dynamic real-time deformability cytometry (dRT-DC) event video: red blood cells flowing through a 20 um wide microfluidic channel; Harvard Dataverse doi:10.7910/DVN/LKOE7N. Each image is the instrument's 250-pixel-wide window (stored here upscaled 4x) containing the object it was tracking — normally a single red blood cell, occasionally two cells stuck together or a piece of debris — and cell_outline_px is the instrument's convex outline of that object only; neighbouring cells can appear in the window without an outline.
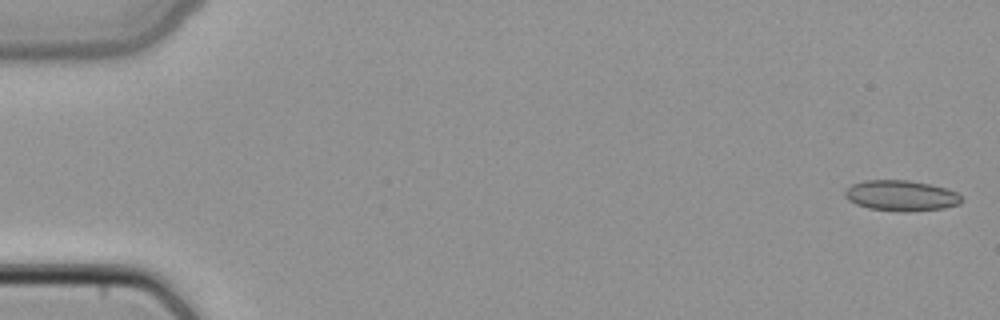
{"species": "common noctule bat (a hibernating species)", "species_latin": "Nyctalus noctula", "temperature_condition": "cold", "stored_images_in_passage": 14, "camera_frame_rate_fps": 3000, "um_per_image_px": 0.085, "animal": {"sex": "female", "body_mass_g": 22.7, "forearm_length_mm": 54.2}, "frame": {"image": 1, "passage_image": 1, "time_ms": 0.0, "image_size_px": [1000, 320], "cell_outline_px": [[964, 200], [960, 204], [944, 208], [908, 212], [900, 212], [868, 208], [856, 204], [848, 200], [844, 196], [844, 192], [852, 184], [864, 180], [908, 180], [928, 184], [944, 188], [956, 192]], "centroid_in_image_um": [76.58, 16.64], "position_along_channel_um": 8.4, "area_um2": 20.87}}
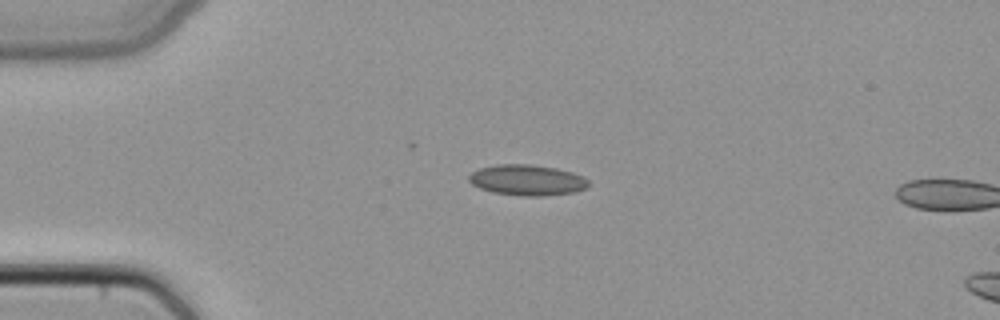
{"frame": {"image": 2, "passage_image": 12, "time_ms": 3.667, "image_size_px": [1000, 320], "cell_outline_px": [[588, 184], [584, 188], [576, 192], [540, 196], [524, 196], [492, 192], [480, 188], [472, 184], [468, 180], [468, 176], [472, 172], [480, 168], [496, 164], [532, 164], [556, 168], [572, 172], [584, 176], [588, 180]], "centroid_in_image_um": [44.8, 15.3], "position_along_channel_um": 40.2, "area_um2": 21.44}}